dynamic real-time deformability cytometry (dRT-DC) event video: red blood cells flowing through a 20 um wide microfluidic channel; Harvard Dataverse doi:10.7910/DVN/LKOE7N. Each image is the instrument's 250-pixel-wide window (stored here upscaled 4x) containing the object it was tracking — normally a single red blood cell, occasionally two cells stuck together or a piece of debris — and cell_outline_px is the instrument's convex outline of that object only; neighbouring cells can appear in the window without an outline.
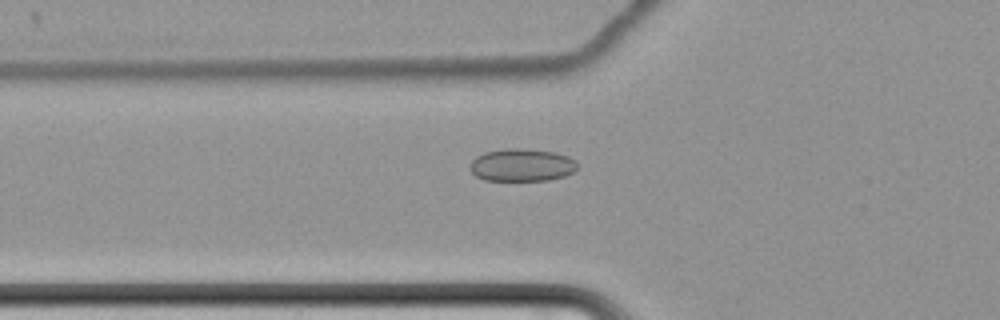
{"species": "common noctule bat (a hibernating species)", "species_latin": "Nyctalus noctula", "temperature_condition": "cold", "stored_images_in_passage": 50, "camera_frame_rate_fps": 3000, "um_per_image_px": 0.085, "animal": {"sex": "female", "body_mass_g": 22.7, "forearm_length_mm": 54.2}, "frame": {"image": 1, "passage_image": 12, "time_ms": 3.667, "image_size_px": [1000, 320], "cell_outline_px": [[576, 168], [572, 172], [564, 176], [548, 180], [484, 180], [476, 176], [468, 168], [472, 160], [476, 156], [484, 152], [508, 148], [520, 148], [556, 152], [568, 156], [576, 160]], "centroid_in_image_um": [44.33, 14.02], "position_along_channel_um": 81.5, "area_um2": 20.46}}
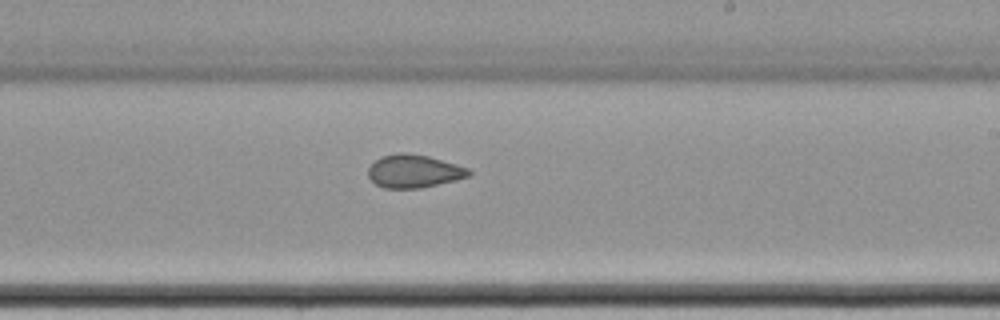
{"frame": {"image": 2, "passage_image": 27, "time_ms": 8.667, "image_size_px": [1000, 320], "cell_outline_px": [[472, 176], [456, 180], [420, 188], [384, 188], [376, 184], [368, 176], [368, 168], [380, 156], [400, 152], [404, 152], [428, 156], [456, 164], [468, 168], [472, 172]], "centroid_in_image_um": [35.2, 14.55], "position_along_channel_um": 253.8, "area_um2": 19.42}}
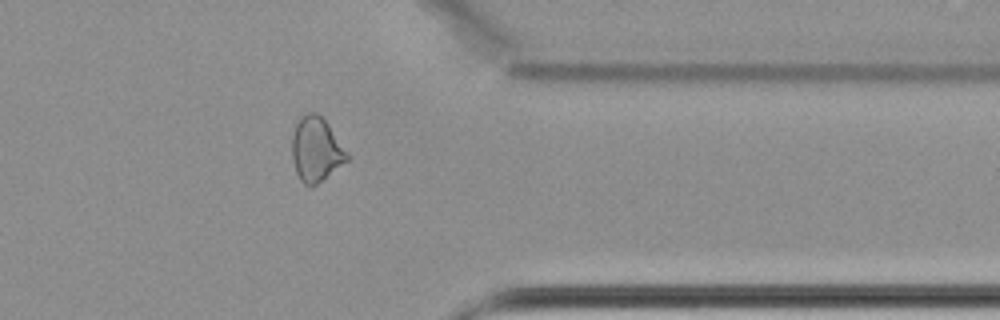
{"frame": {"image": 3, "passage_image": 39, "time_ms": 12.667, "image_size_px": [1000, 320], "cell_outline_px": [[348, 160], [312, 188], [308, 188], [300, 180], [296, 172], [292, 160], [292, 136], [296, 124], [308, 112], [316, 112], [328, 124], [348, 152]], "centroid_in_image_um": [26.86, 12.75], "position_along_channel_um": 384.5, "area_um2": 20.58}, "authors_computed_cell_mechanics": {"area_um2": 20.3745, "velocity_mm_per_s": 3.4506, "shape_relaxation_time_tau1_ms": null, "shape_relaxation_time_tau2_ms": 3.2768, "deformation_change_tau1": null, "deformation_change_tau2": 0.0783}}